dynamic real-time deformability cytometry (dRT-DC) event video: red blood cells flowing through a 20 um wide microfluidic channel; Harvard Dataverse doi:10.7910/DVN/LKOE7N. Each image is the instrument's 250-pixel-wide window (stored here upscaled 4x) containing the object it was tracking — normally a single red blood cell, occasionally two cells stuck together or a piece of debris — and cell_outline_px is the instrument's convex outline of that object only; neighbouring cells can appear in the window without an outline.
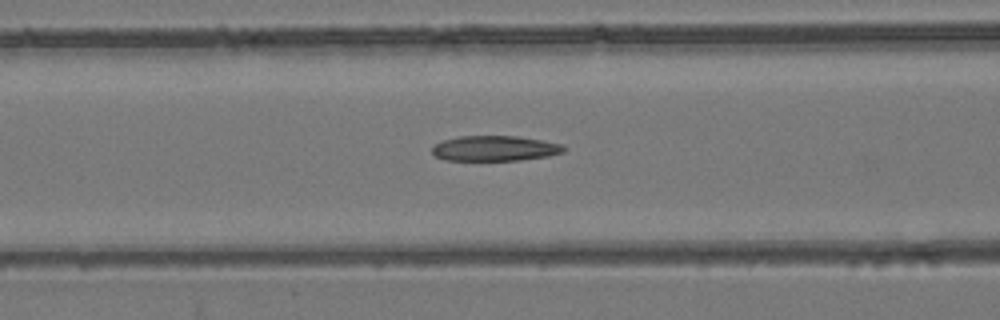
{"species": "common noctule bat (a hibernating species)", "species_latin": "Nyctalus noctula", "temperature_condition": "room temperature", "stored_images_in_passage": 45, "camera_frame_rate_fps": 3000, "um_per_image_px": 0.085, "animal": {"sex": "female", "body_mass_g": 24.6, "forearm_length_mm": 56.2}, "frame": {"image": 1, "passage_image": 14, "time_ms": 4.333, "image_size_px": [1000, 320], "cell_outline_px": [[568, 148], [564, 152], [548, 156], [520, 160], [448, 160], [436, 156], [432, 152], [432, 148], [436, 144], [444, 140], [460, 136], [516, 136], [564, 144]], "centroid_in_image_um": [42.12, 12.61], "position_along_channel_um": 124.5, "area_um2": 19.31}}
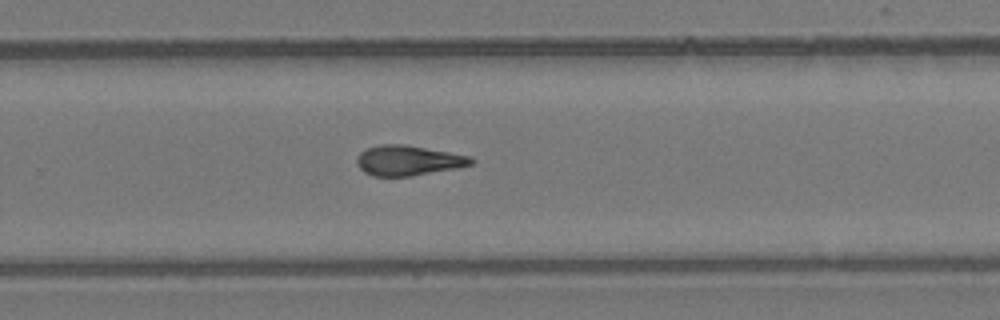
{"frame": {"image": 2, "passage_image": 27, "time_ms": 8.667, "image_size_px": [1000, 320], "cell_outline_px": [[476, 160], [472, 164], [460, 168], [408, 176], [372, 176], [364, 172], [356, 164], [356, 156], [360, 152], [368, 148], [380, 144], [404, 144], [472, 156]], "centroid_in_image_um": [34.71, 13.64], "position_along_channel_um": 295.1, "area_um2": 20.23}}
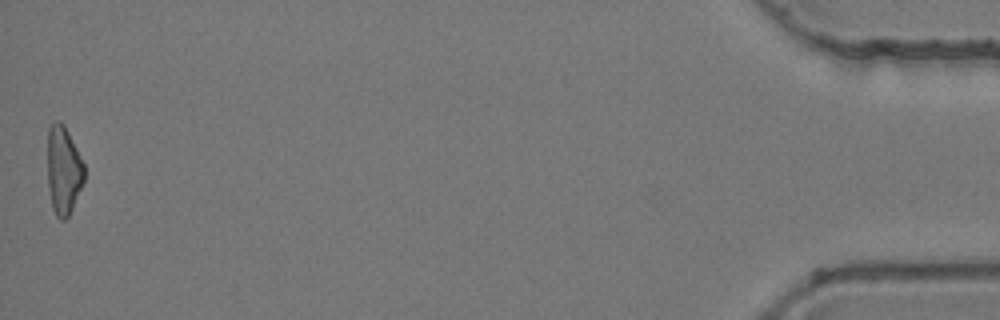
{"frame": {"image": 3, "passage_image": 45, "time_ms": 14.667, "image_size_px": [1000, 320], "cell_outline_px": [[84, 180], [72, 208], [68, 216], [64, 220], [60, 220], [56, 216], [52, 208], [48, 188], [48, 128], [56, 120], [60, 120], [64, 124], [84, 164]], "centroid_in_image_um": [5.38, 14.47], "position_along_channel_um": 429.8, "area_um2": 18.79}, "authors_computed_cell_mechanics": {"area_um2": 19.8254, "velocity_mm_per_s": 3.938, "shape_relaxation_time_tau1_ms": null, "shape_relaxation_time_tau2_ms": 3.7501, "deformation_change_tau1": null, "deformation_change_tau2": 0.125}}